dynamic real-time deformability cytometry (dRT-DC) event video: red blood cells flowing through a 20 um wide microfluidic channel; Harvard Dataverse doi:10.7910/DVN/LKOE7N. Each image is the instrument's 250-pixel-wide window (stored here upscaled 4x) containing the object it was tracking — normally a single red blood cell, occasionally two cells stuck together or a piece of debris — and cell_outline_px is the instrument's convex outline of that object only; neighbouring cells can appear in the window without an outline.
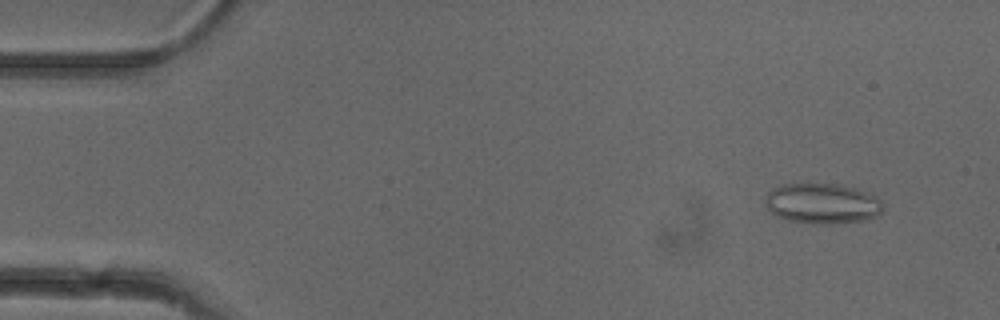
{"species": "common noctule bat (a hibernating species)", "species_latin": "Nyctalus noctula", "temperature_condition": "cold", "stored_images_in_passage": 51, "camera_frame_rate_fps": 3000, "um_per_image_px": 0.085, "animal": {"sex": "female"}, "frame": {"image": 1, "passage_image": 4, "time_ms": 1.0, "image_size_px": [1000, 320], "cell_outline_px": [[884, 212], [876, 216], [864, 220], [832, 224], [812, 224], [788, 220], [776, 216], [768, 208], [764, 200], [764, 196], [772, 188], [784, 184], [840, 184], [856, 188], [876, 196], [884, 204]], "centroid_in_image_um": [69.91, 17.3], "position_along_channel_um": 15.1, "area_um2": 28.03}}
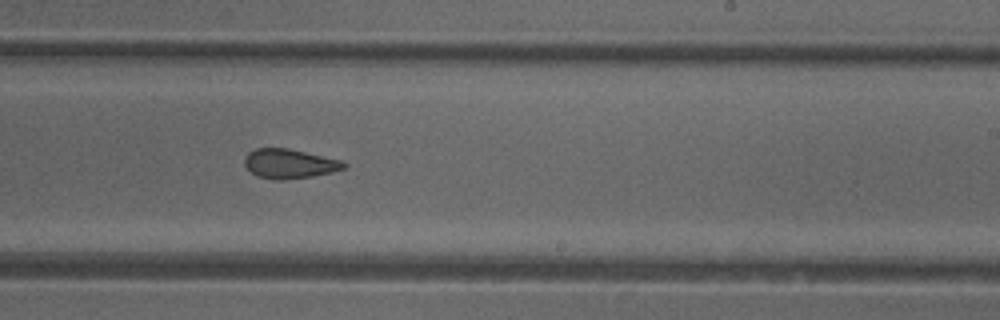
{"frame": {"image": 2, "passage_image": 31, "time_ms": 10.0, "image_size_px": [1000, 320], "cell_outline_px": [[348, 164], [344, 168], [332, 172], [312, 176], [280, 180], [256, 176], [244, 164], [244, 156], [248, 152], [256, 148], [288, 148], [340, 160]], "centroid_in_image_um": [24.58, 13.91], "position_along_channel_um": 264.4, "area_um2": 16.88}}
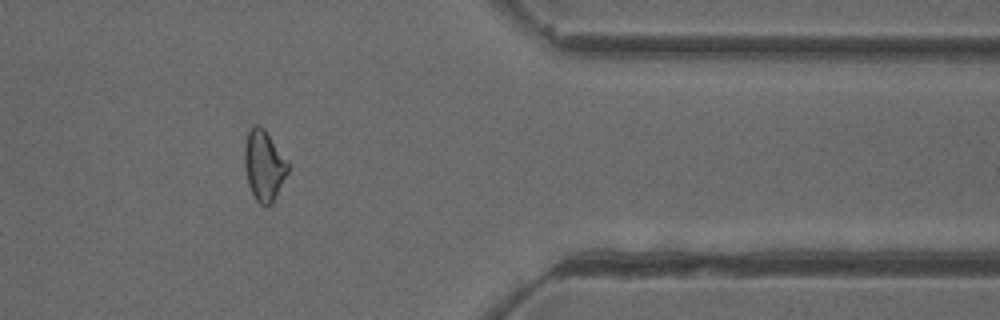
{"frame": {"image": 3, "passage_image": 42, "time_ms": 13.667, "image_size_px": [1000, 320], "cell_outline_px": [[288, 172], [272, 204], [264, 208], [256, 200], [248, 184], [244, 164], [244, 148], [248, 132], [252, 124], [260, 124], [264, 128], [288, 160]], "centroid_in_image_um": [22.44, 14.05], "position_along_channel_um": 389.0, "area_um2": 18.03}, "authors_computed_cell_mechanics": {"area_um2": 18.3226, "velocity_mm_per_s": 3.9547, "shape_relaxation_time_tau1_ms": null, "shape_relaxation_time_tau2_ms": 1.9023, "deformation_change_tau1": null, "deformation_change_tau2": 0.0836}}